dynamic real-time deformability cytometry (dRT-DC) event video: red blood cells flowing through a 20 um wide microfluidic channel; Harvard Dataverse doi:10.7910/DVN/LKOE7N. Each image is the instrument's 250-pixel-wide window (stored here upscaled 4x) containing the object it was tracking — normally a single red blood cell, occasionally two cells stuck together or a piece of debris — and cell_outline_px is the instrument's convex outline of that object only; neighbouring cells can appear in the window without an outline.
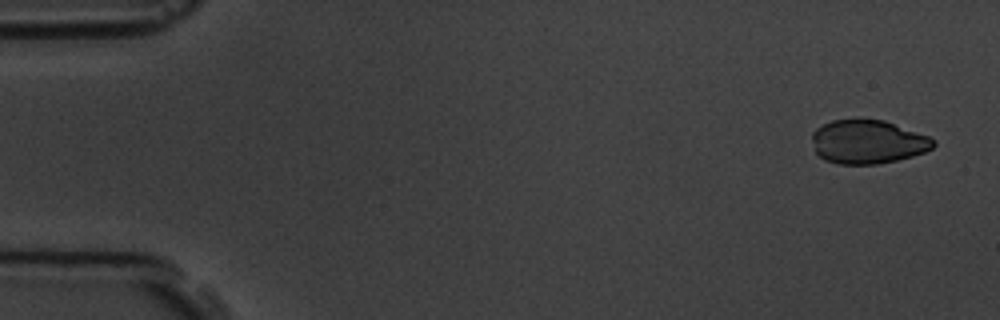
{"species": "common noctule bat (a hibernating species)", "species_latin": "Nyctalus noctula", "temperature_condition": "room temperature", "stored_images_in_passage": 4, "camera_frame_rate_fps": 3000, "um_per_image_px": 0.085, "animal": {"sex": "male", "body_mass_g": 19.5, "forearm_length_mm": 54.6}, "frame": {"image": 1, "passage_image": 1, "time_ms": 0.0, "image_size_px": [1000, 320], "cell_outline_px": [[936, 144], [932, 148], [924, 152], [912, 156], [896, 160], [876, 164], [840, 164], [824, 160], [816, 152], [812, 140], [812, 132], [816, 128], [832, 120], [884, 120], [928, 136], [936, 140]], "centroid_in_image_um": [73.76, 12.06], "position_along_channel_um": 11.2, "area_um2": 30.69}}